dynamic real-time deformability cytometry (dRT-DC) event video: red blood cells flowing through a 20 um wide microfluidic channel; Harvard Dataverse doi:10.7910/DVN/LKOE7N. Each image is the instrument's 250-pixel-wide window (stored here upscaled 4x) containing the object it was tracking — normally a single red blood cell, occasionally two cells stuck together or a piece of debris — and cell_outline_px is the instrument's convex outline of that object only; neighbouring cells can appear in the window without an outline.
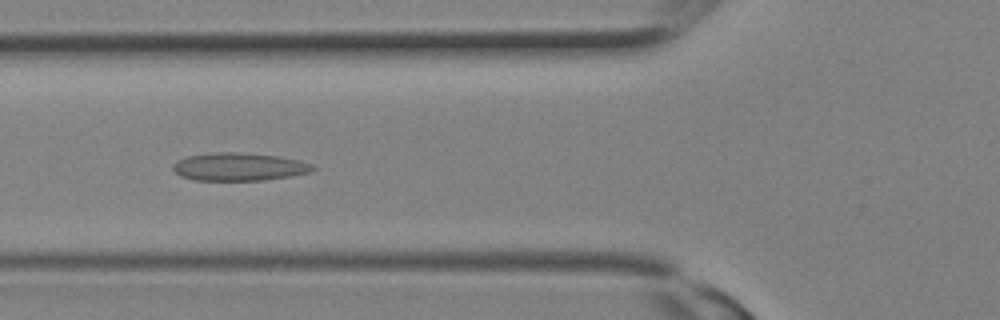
{"species": "Egyptian fruit bat (a non-hibernating species)", "species_latin": "Rousettus aegyptiacus", "temperature_condition": "room temperature", "stored_images_in_passage": 13, "camera_frame_rate_fps": 3000, "um_per_image_px": 0.085, "animal": {"sex": "female"}, "frame": {"image": 1, "passage_image": 10, "time_ms": 3.0, "image_size_px": [1000, 320], "cell_outline_px": [[316, 168], [308, 172], [288, 176], [260, 180], [196, 180], [180, 176], [172, 168], [172, 164], [176, 160], [188, 156], [212, 152], [244, 152], [276, 156], [300, 160], [312, 164]], "centroid_in_image_um": [20.27, 14.16], "position_along_channel_um": 105.5, "area_um2": 22.66}}
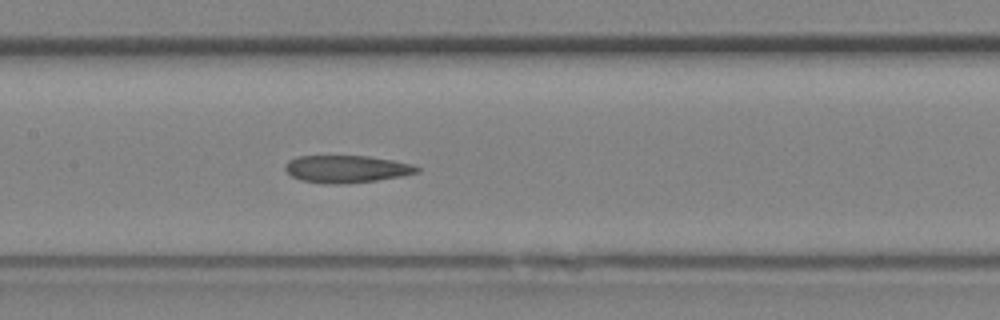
{"frame": {"image": 2, "passage_image": 13, "time_ms": 4.0, "image_size_px": [1000, 320], "cell_outline_px": [[420, 172], [400, 176], [376, 180], [340, 184], [300, 180], [292, 176], [284, 168], [284, 164], [288, 160], [296, 156], [368, 156], [392, 160], [412, 164], [420, 168]], "centroid_in_image_um": [29.44, 14.35], "position_along_channel_um": 178.0, "area_um2": 20.81}}